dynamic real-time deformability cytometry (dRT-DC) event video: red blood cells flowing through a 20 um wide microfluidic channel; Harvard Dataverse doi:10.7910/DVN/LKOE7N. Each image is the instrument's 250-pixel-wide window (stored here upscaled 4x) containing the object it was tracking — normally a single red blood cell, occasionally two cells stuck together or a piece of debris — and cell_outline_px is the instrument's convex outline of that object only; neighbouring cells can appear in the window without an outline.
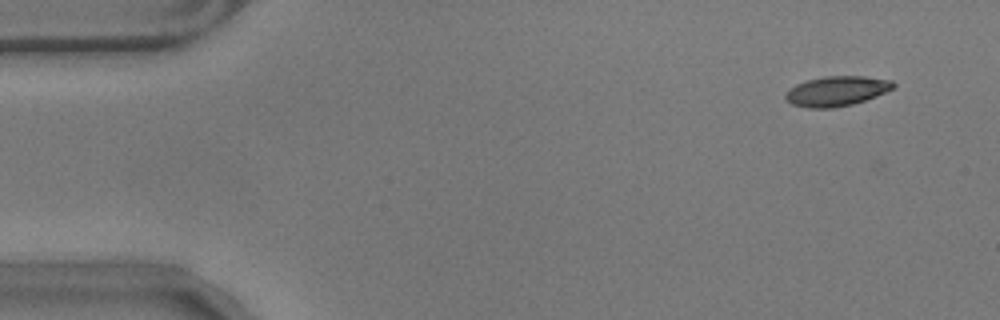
{"species": "common noctule bat (a hibernating species)", "species_latin": "Nyctalus noctula", "temperature_condition": "warm", "stored_images_in_passage": 54, "camera_frame_rate_fps": 3000, "um_per_image_px": 0.085, "animal": {"sex": "male", "body_mass_g": 17.9}, "frame": {"image": 1, "passage_image": 1, "time_ms": 0.0, "image_size_px": [1000, 320], "cell_outline_px": [[896, 84], [892, 88], [876, 96], [852, 104], [832, 108], [808, 108], [792, 104], [784, 100], [784, 96], [796, 84], [808, 80], [824, 76], [864, 76], [892, 80]], "centroid_in_image_um": [71.1, 7.74], "position_along_channel_um": 13.9, "area_um2": 18.61}}
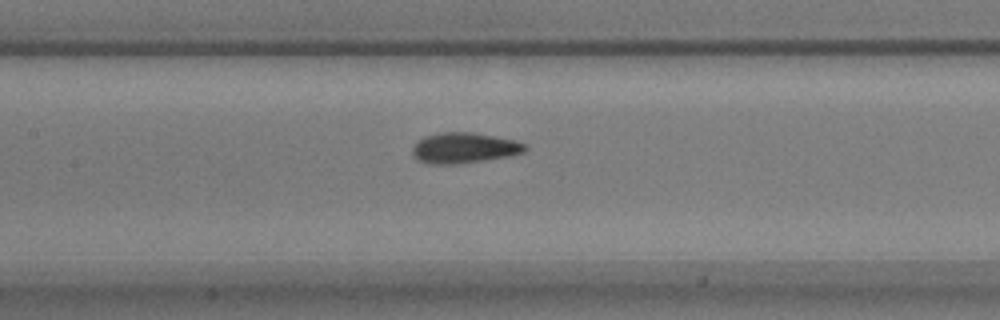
{"frame": {"image": 2, "passage_image": 23, "time_ms": 7.333, "image_size_px": [1000, 320], "cell_outline_px": [[528, 148], [524, 152], [508, 156], [460, 164], [428, 164], [416, 160], [412, 156], [412, 148], [416, 140], [424, 136], [440, 132], [472, 132], [516, 140], [528, 144]], "centroid_in_image_um": [39.42, 12.57], "position_along_channel_um": 168.0, "area_um2": 20.46}}
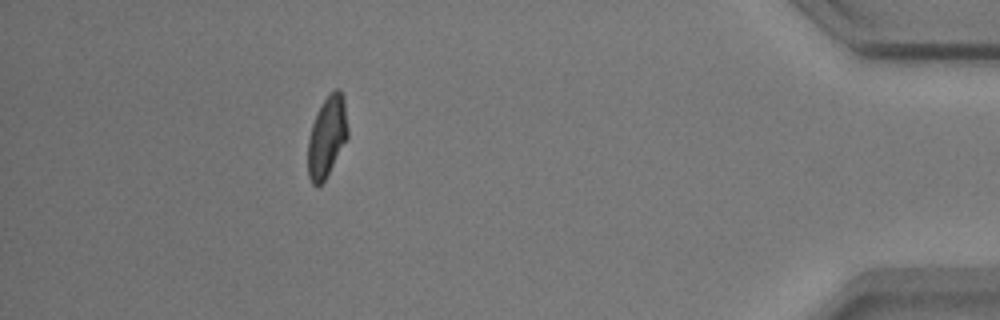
{"frame": {"image": 3, "passage_image": 48, "time_ms": 15.667, "image_size_px": [1000, 320], "cell_outline_px": [[348, 136], [324, 180], [320, 184], [312, 184], [308, 176], [308, 140], [312, 124], [316, 112], [328, 92], [336, 88], [340, 88], [344, 96], [348, 128]], "centroid_in_image_um": [27.79, 11.52], "position_along_channel_um": 407.4, "area_um2": 18.79}, "authors_computed_cell_mechanics": {"area_um2": 19.3052, "velocity_mm_per_s": 3.5273, "shape_relaxation_time_tau1_ms": 5.1425, "shape_relaxation_time_tau2_ms": 1.5988, "deformation_change_tau1": 0.1494, "deformation_change_tau2": 0.0783}}